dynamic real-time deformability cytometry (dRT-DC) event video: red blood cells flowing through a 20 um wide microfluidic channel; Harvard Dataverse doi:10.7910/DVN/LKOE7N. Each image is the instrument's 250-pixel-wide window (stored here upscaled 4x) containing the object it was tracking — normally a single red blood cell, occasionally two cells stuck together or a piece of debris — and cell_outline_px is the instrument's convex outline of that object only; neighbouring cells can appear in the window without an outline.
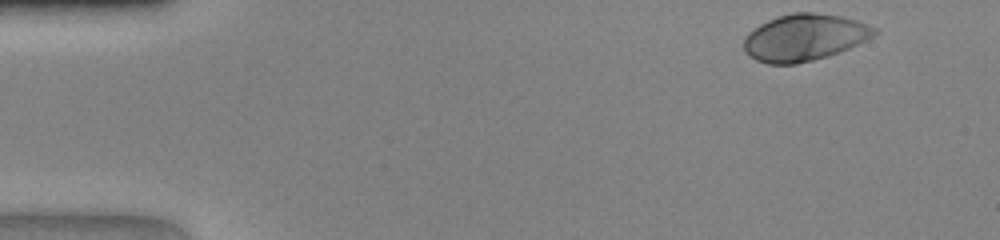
{"species": "human", "species_latin": "Homo sapiens", "temperature_condition": "warm", "stored_images_in_passage": 44, "camera_frame_rate_fps": 3000, "um_per_image_px": 0.085, "donor": {"sex": "female"}, "frame": {"image": 1, "passage_image": 1, "time_ms": 0.0, "image_size_px": [1000, 240], "cell_outline_px": [[880, 32], [840, 52], [828, 56], [796, 64], [768, 64], [756, 60], [744, 48], [744, 40], [748, 32], [760, 24], [768, 20], [792, 12], [812, 12], [840, 16], [856, 20], [876, 28]], "centroid_in_image_um": [68.37, 3.18], "position_along_channel_um": 16.6, "area_um2": 35.2}}
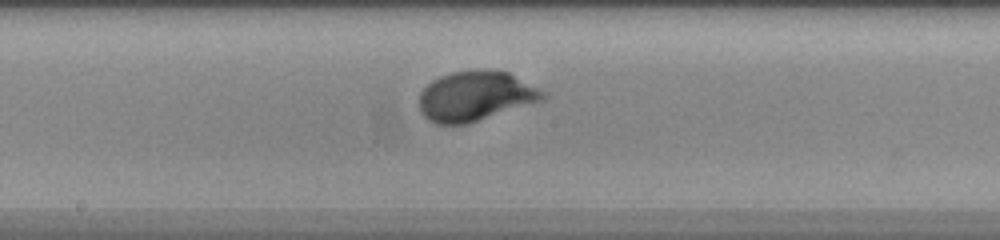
{"frame": {"image": 2, "passage_image": 22, "time_ms": 7.0, "image_size_px": [1000, 240], "cell_outline_px": [[548, 96], [544, 100], [468, 124], [436, 124], [428, 120], [420, 112], [420, 92], [432, 80], [440, 76], [452, 72], [476, 68], [508, 72], [548, 92]], "centroid_in_image_um": [40.45, 8.16], "position_along_channel_um": 207.8, "area_um2": 36.36}}
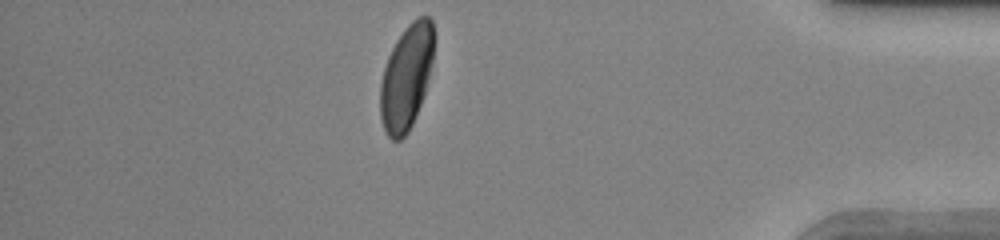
{"frame": {"image": 3, "passage_image": 38, "time_ms": 12.333, "image_size_px": [1000, 240], "cell_outline_px": [[436, 36], [432, 64], [428, 80], [416, 116], [408, 132], [400, 140], [392, 140], [388, 136], [384, 128], [380, 116], [380, 84], [384, 68], [388, 56], [396, 40], [404, 28], [412, 20], [420, 16], [428, 16], [432, 20]], "centroid_in_image_um": [34.56, 6.51], "position_along_channel_um": 400.6, "area_um2": 33.06}}